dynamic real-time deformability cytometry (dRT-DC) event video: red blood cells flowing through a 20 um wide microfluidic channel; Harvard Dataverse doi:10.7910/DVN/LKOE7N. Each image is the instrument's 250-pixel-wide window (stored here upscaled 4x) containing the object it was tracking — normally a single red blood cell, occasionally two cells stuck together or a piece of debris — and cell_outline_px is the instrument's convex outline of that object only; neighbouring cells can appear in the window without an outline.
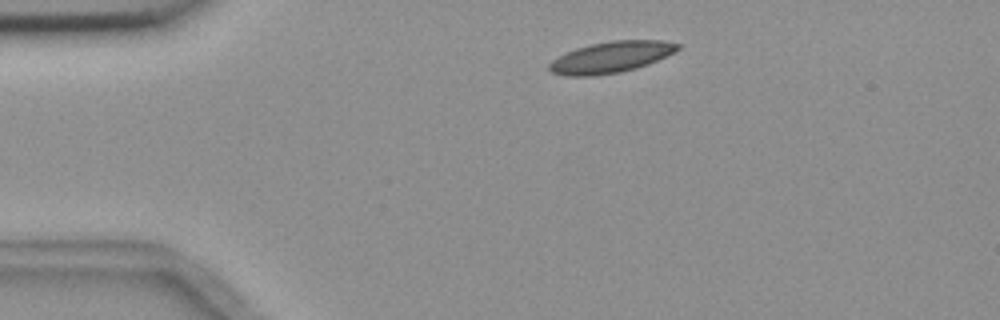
{"species": "common noctule bat (a hibernating species)", "species_latin": "Nyctalus noctula", "temperature_condition": "room temperature", "stored_images_in_passage": 9, "camera_frame_rate_fps": 3000, "um_per_image_px": 0.085, "animal": {"sex": "female", "body_mass_g": 18.4}, "frame": {"image": 1, "passage_image": 1, "time_ms": 0.0, "image_size_px": [1000, 320], "cell_outline_px": [[680, 48], [676, 52], [648, 64], [636, 68], [620, 72], [596, 76], [568, 76], [552, 72], [548, 68], [548, 64], [552, 60], [576, 48], [592, 44], [612, 40], [664, 40], [680, 44]], "centroid_in_image_um": [51.97, 4.86], "position_along_channel_um": 33.0, "area_um2": 23.35}}
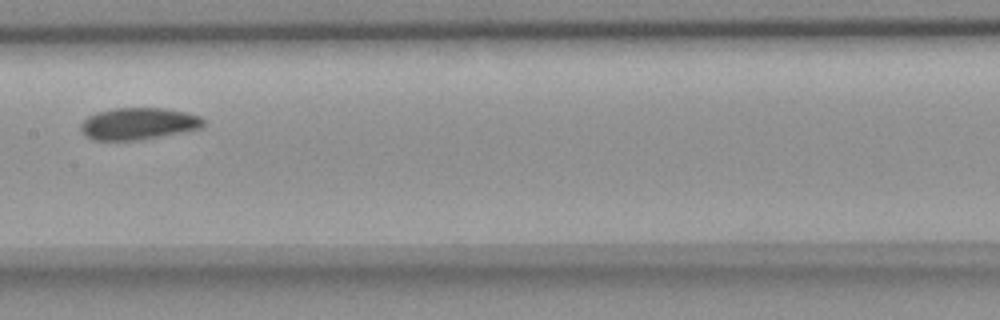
{"frame": {"image": 2, "passage_image": 6, "time_ms": 5.667, "image_size_px": [1000, 320], "cell_outline_px": [[204, 128], [188, 132], [140, 140], [92, 140], [84, 136], [80, 132], [80, 124], [88, 116], [96, 112], [112, 108], [164, 108], [184, 112], [200, 116], [204, 120]], "centroid_in_image_um": [11.77, 10.53], "position_along_channel_um": 195.6, "area_um2": 23.29}}
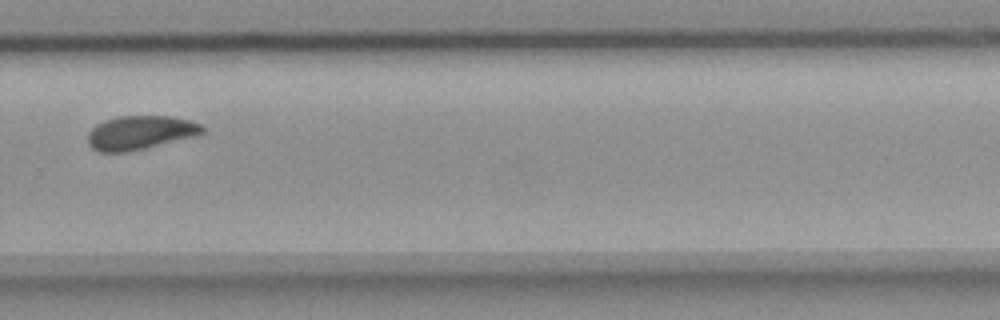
{"frame": {"image": 3, "passage_image": 9, "time_ms": 9.0, "image_size_px": [1000, 320], "cell_outline_px": [[204, 132], [192, 136], [128, 152], [100, 152], [92, 148], [88, 144], [88, 132], [96, 124], [104, 120], [120, 116], [172, 116], [188, 120], [200, 124], [204, 128]], "centroid_in_image_um": [11.86, 11.26], "position_along_channel_um": 317.9, "area_um2": 22.31}}